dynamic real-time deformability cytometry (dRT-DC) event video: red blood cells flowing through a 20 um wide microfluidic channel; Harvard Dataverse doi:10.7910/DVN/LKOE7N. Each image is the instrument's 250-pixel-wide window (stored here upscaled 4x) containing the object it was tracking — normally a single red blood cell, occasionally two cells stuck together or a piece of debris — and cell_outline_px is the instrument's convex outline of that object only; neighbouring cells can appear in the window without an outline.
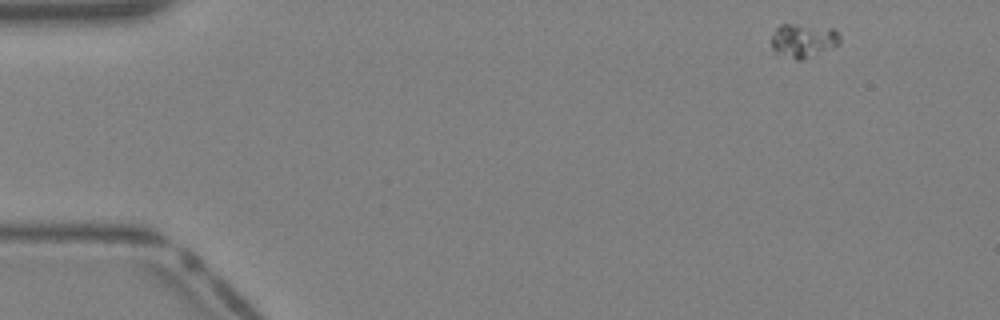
{"species": "Egyptian fruit bat (a non-hibernating species)", "species_latin": "Rousettus aegyptiacus", "temperature_condition": "warm", "stored_images_in_passage": 37, "camera_frame_rate_fps": 3000, "um_per_image_px": 0.085, "animal": {"sex": "female"}, "frame": {"image": 1, "passage_image": 1, "time_ms": 0.0, "image_size_px": [1000, 320], "cell_outline_px": [[840, 44], [800, 60], [796, 60], [776, 52], [772, 48], [772, 36], [776, 28], [780, 24], [792, 24], [836, 28], [840, 36]], "centroid_in_image_um": [68.3, 3.42], "position_along_channel_um": 16.7, "area_um2": 13.35}}
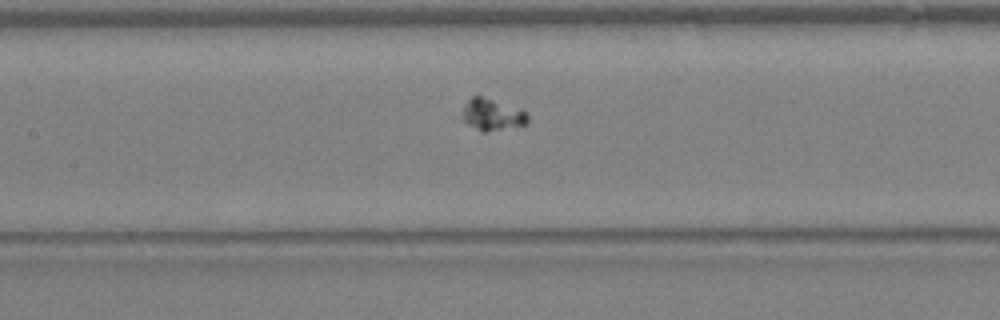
{"frame": {"image": 2, "passage_image": 16, "time_ms": 5.0, "image_size_px": [1000, 320], "cell_outline_px": [[528, 124], [484, 132], [480, 132], [460, 120], [460, 116], [464, 104], [472, 96], [480, 96], [520, 108], [528, 116]], "centroid_in_image_um": [41.77, 9.76], "position_along_channel_um": 165.6, "area_um2": 12.25}}
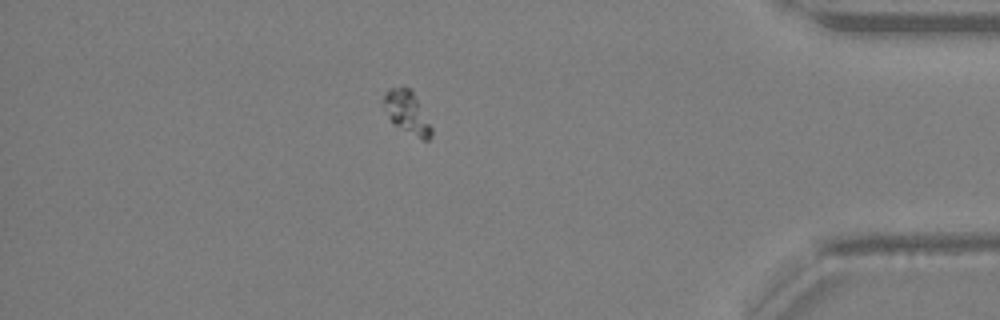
{"frame": {"image": 3, "passage_image": 32, "time_ms": 10.333, "image_size_px": [1000, 320], "cell_outline_px": [[432, 136], [428, 140], [420, 140], [392, 124], [380, 104], [380, 100], [388, 88], [408, 88], [412, 92], [432, 128]], "centroid_in_image_um": [34.52, 9.59], "position_along_channel_um": 400.7, "area_um2": 12.02}}